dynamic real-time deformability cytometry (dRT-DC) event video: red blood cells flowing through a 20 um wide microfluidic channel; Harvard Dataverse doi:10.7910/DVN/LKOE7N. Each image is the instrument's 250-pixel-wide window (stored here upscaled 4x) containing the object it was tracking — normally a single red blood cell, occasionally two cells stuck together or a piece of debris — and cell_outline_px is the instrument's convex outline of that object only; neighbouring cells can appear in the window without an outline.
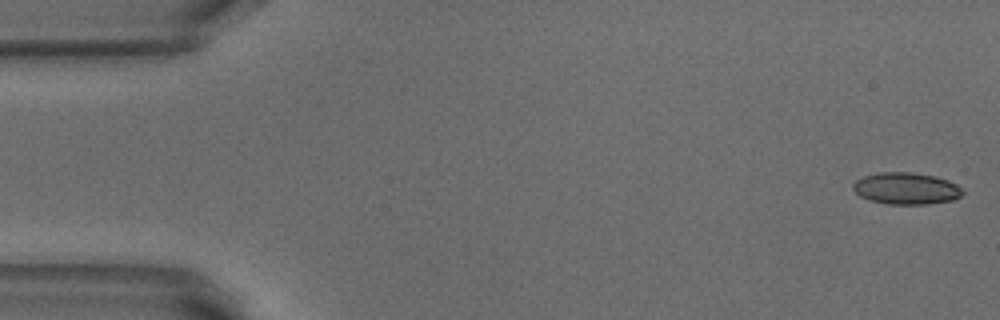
{"species": "common noctule bat (a hibernating species)", "species_latin": "Nyctalus noctula", "temperature_condition": "warm", "stored_images_in_passage": 47, "camera_frame_rate_fps": 3000, "um_per_image_px": 0.085, "animal": {"sex": "male", "body_mass_g": 18.8}, "frame": {"image": 1, "passage_image": 1, "time_ms": 0.0, "image_size_px": [1000, 320], "cell_outline_px": [[964, 192], [960, 196], [952, 200], [928, 204], [888, 204], [868, 200], [860, 196], [852, 188], [852, 184], [856, 180], [864, 176], [880, 172], [912, 172], [936, 176], [948, 180], [956, 184]], "centroid_in_image_um": [77.01, 16.01], "position_along_channel_um": 8.0, "area_um2": 20.35}}
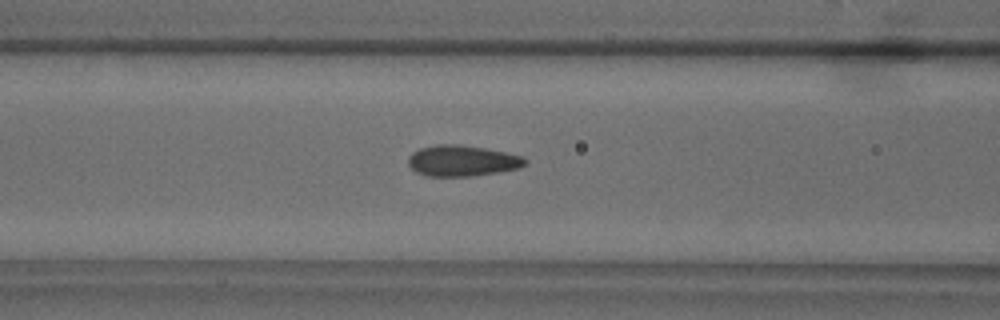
{"frame": {"image": 2, "passage_image": 20, "time_ms": 6.333, "image_size_px": [1000, 320], "cell_outline_px": [[528, 164], [520, 168], [500, 172], [472, 176], [428, 176], [416, 172], [408, 164], [408, 156], [412, 152], [420, 148], [436, 144], [460, 144], [484, 148], [524, 156], [528, 160]], "centroid_in_image_um": [39.31, 13.66], "position_along_channel_um": 127.3, "area_um2": 21.33}}
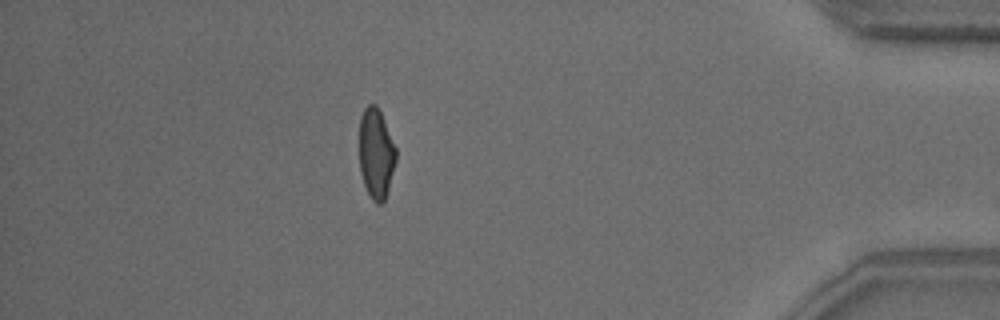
{"frame": {"image": 3, "passage_image": 45, "time_ms": 14.667, "image_size_px": [1000, 320], "cell_outline_px": [[396, 160], [388, 188], [384, 200], [380, 204], [376, 204], [372, 200], [364, 184], [360, 172], [360, 116], [364, 108], [368, 104], [376, 104], [380, 112], [396, 148]], "centroid_in_image_um": [31.95, 13.04], "position_along_channel_um": 403.2, "area_um2": 19.02}, "authors_computed_cell_mechanics": {"area_um2": 20.5768, "velocity_mm_per_s": 3.8728, "shape_relaxation_time_tau1_ms": 7.1259, "shape_relaxation_time_tau2_ms": 0.8136, "deformation_change_tau1": 0.1881, "deformation_change_tau2": 0.0608}}